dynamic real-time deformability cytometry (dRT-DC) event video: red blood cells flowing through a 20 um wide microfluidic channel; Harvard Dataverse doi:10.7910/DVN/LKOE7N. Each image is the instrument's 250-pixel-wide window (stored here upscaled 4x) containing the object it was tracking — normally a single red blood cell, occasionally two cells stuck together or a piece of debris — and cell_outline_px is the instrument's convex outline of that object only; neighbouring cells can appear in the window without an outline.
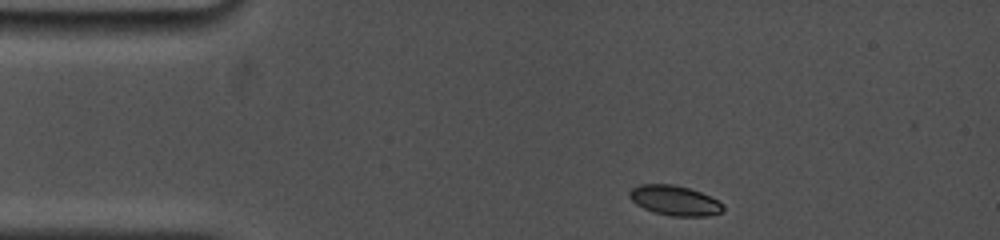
{"species": "common noctule bat (a hibernating species)", "species_latin": "Nyctalus noctula", "temperature_condition": "cold", "stored_images_in_passage": 27, "camera_frame_rate_fps": 5000, "um_per_image_px": 0.085, "animal": {"sex": "female", "body_mass_g": 19.0, "forearm_length_mm": 53.3}, "frame": {"image": 1, "passage_image": 1, "time_ms": 0.0, "image_size_px": [1000, 240], "cell_outline_px": [[724, 208], [720, 212], [708, 216], [672, 216], [656, 212], [644, 208], [636, 204], [628, 196], [628, 192], [632, 188], [640, 184], [672, 184], [688, 188], [700, 192], [724, 204]], "centroid_in_image_um": [57.32, 17.03], "position_along_channel_um": 27.7, "area_um2": 16.13}}
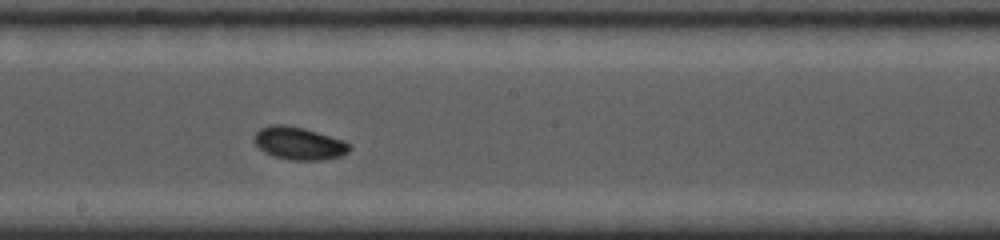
{"frame": {"image": 2, "passage_image": 14, "time_ms": 6.6, "image_size_px": [1000, 240], "cell_outline_px": [[352, 148], [348, 152], [340, 156], [324, 160], [292, 160], [272, 156], [264, 152], [252, 140], [256, 132], [260, 128], [272, 124], [284, 124], [304, 128], [344, 140], [352, 144]], "centroid_in_image_um": [25.42, 12.18], "position_along_channel_um": 222.8, "area_um2": 18.38}}
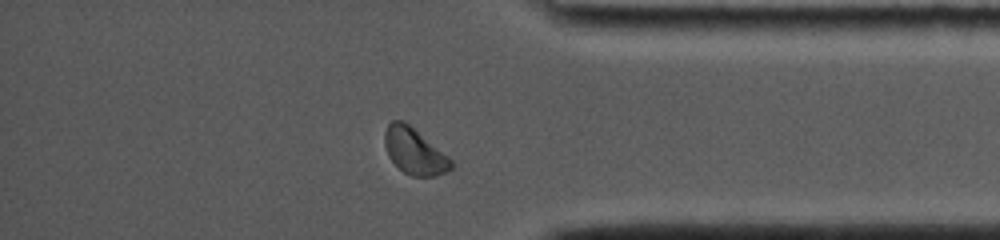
{"frame": {"image": 3, "passage_image": 24, "time_ms": 11.4, "image_size_px": [1000, 240], "cell_outline_px": [[456, 164], [452, 168], [436, 176], [412, 176], [404, 172], [388, 156], [384, 144], [384, 132], [388, 124], [392, 120], [404, 120], [448, 156]], "centroid_in_image_um": [35.22, 12.84], "position_along_channel_um": 400.0, "area_um2": 17.8}, "authors_computed_cell_mechanics": {"area_um2": 17.6868, "velocity_mm_per_s": 3.7623, "shape_relaxation_time_tau1_ms": 4.6092, "shape_relaxation_time_tau2_ms": null, "deformation_change_tau1": 0.1205, "deformation_change_tau2": null}}